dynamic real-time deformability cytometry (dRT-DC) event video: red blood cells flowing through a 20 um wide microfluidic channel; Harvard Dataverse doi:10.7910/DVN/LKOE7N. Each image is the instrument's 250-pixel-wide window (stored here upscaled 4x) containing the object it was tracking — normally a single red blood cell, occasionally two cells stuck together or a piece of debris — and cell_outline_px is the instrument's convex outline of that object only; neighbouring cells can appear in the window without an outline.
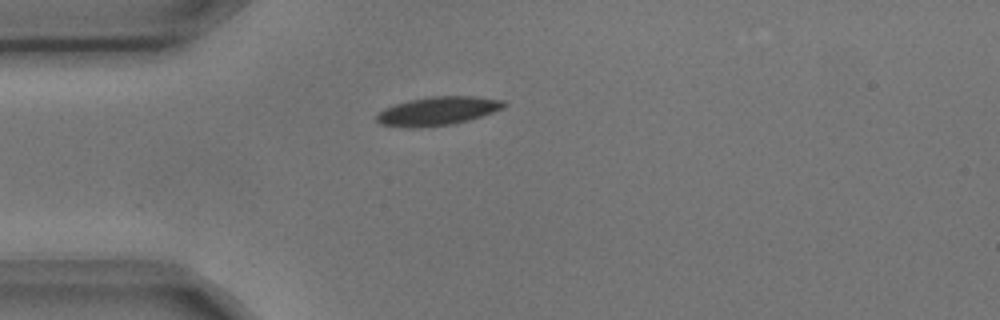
{"species": "common noctule bat (a hibernating species)", "species_latin": "Nyctalus noctula", "temperature_condition": "cold", "stored_images_in_passage": 2, "camera_frame_rate_fps": 3000, "um_per_image_px": 0.085, "animal": {"sex": "male", "body_mass_g": 17.9, "forearm_length_mm": 54.2}, "frame": {"image": 1, "passage_image": 1, "time_ms": 0.0, "image_size_px": [1000, 320], "cell_outline_px": [[508, 104], [504, 108], [468, 120], [452, 124], [416, 128], [408, 128], [380, 124], [376, 120], [376, 116], [384, 108], [396, 104], [412, 100], [432, 96], [472, 96], [504, 100]], "centroid_in_image_um": [37.21, 9.44], "position_along_channel_um": 47.8, "area_um2": 21.04}}